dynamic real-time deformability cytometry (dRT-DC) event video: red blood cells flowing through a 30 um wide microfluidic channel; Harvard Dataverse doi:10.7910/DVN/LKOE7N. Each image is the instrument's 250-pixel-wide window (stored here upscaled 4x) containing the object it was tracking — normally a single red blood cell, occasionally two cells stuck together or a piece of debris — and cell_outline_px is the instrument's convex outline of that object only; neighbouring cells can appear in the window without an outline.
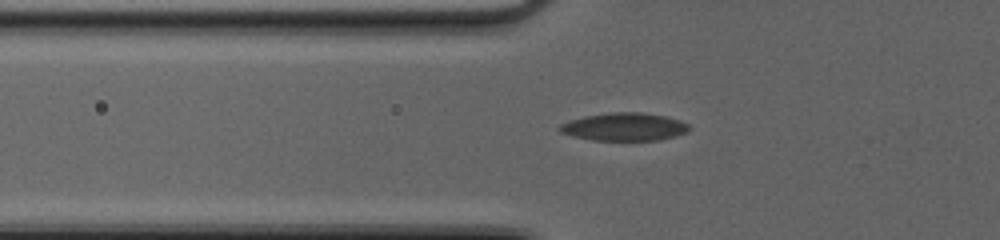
{"species": "common noctule bat (a hibernating species)", "species_latin": "Nyctalus noctula", "temperature_condition": "cold", "stored_images_in_passage": 37, "camera_frame_rate_fps": 3000, "um_per_image_px": 0.085, "animal": {"sex": "female", "body_mass_g": 20.0, "forearm_length_mm": 54.0}, "frame": {"image": 1, "passage_image": 4, "time_ms": 1.0, "image_size_px": [1000, 240], "cell_outline_px": [[692, 128], [688, 132], [676, 136], [660, 140], [592, 140], [560, 132], [560, 124], [584, 116], [612, 112], [640, 112], [664, 116], [680, 120], [688, 124]], "centroid_in_image_um": [53.13, 10.78], "position_along_channel_um": 72.7, "area_um2": 20.92}}
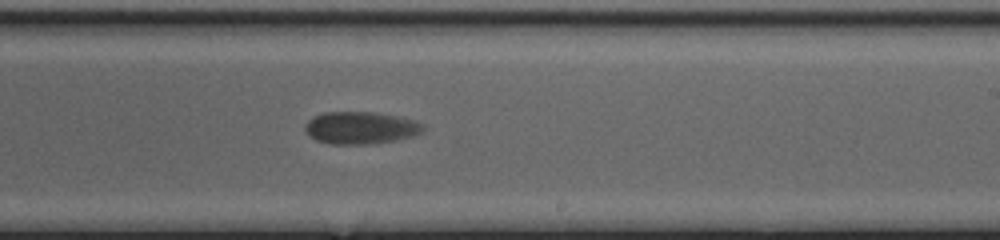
{"frame": {"image": 2, "passage_image": 18, "time_ms": 5.667, "image_size_px": [1000, 240], "cell_outline_px": [[424, 132], [412, 136], [396, 140], [368, 144], [332, 144], [316, 140], [304, 128], [304, 124], [312, 116], [324, 112], [376, 112], [396, 116], [412, 120], [424, 124]], "centroid_in_image_um": [30.65, 10.86], "position_along_channel_um": 258.3, "area_um2": 22.2}}
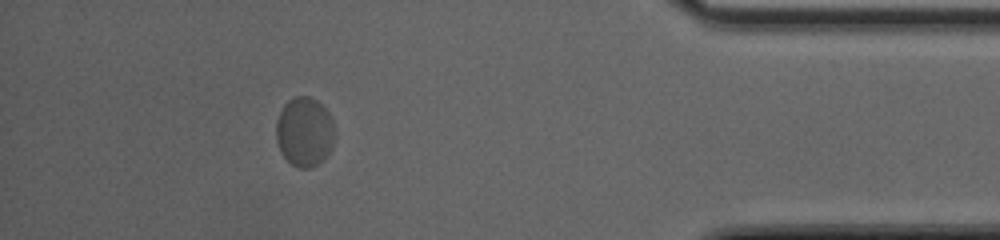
{"frame": {"image": 3, "passage_image": 32, "time_ms": 10.333, "image_size_px": [1000, 240], "cell_outline_px": [[336, 136], [332, 148], [324, 160], [312, 168], [300, 168], [292, 164], [284, 156], [276, 140], [276, 120], [284, 104], [288, 100], [296, 96], [308, 96], [316, 100], [328, 112], [332, 120]], "centroid_in_image_um": [25.91, 11.22], "position_along_channel_um": 409.3, "area_um2": 23.87}, "authors_computed_cell_mechanics": {"area_um2": 22.253, "velocity_mm_per_s": 4.0115, "shape_relaxation_time_tau1_ms": 1.9543, "shape_relaxation_time_tau2_ms": null, "deformation_change_tau1": 0.0723, "deformation_change_tau2": null}}